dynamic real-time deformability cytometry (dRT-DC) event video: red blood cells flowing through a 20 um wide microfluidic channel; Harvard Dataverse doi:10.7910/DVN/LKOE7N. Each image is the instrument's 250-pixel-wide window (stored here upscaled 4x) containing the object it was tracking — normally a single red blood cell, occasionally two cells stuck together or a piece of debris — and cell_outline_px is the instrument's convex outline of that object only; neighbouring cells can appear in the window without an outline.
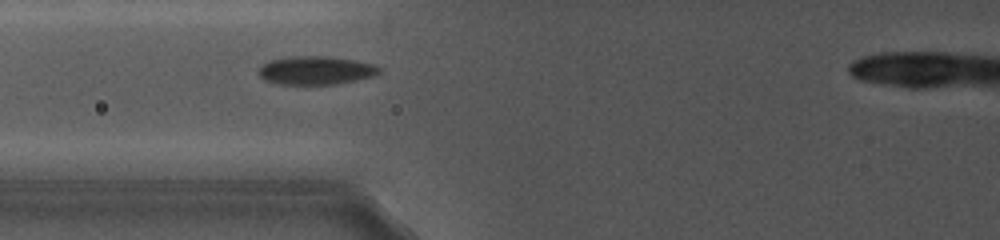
{"species": "common noctule bat (a hibernating species)", "species_latin": "Nyctalus noctula", "temperature_condition": "cold", "stored_images_in_passage": 12, "camera_frame_rate_fps": 5000, "um_per_image_px": 0.085, "animal": {"sex": "female", "body_mass_g": 19.0, "forearm_length_mm": 56.7}, "frame": {"image": 1, "passage_image": 6, "time_ms": 5.6, "image_size_px": [1000, 240], "cell_outline_px": [[384, 72], [372, 76], [356, 80], [336, 84], [276, 84], [264, 80], [260, 76], [260, 64], [268, 60], [288, 56], [328, 56], [352, 60], [372, 64], [384, 68]], "centroid_in_image_um": [26.84, 5.98], "position_along_channel_um": 99.0, "area_um2": 20.17}}
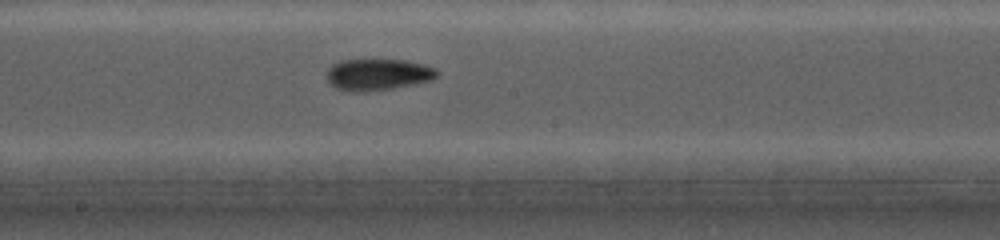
{"frame": {"image": 2, "passage_image": 10, "time_ms": 8.6, "image_size_px": [1000, 240], "cell_outline_px": [[440, 72], [432, 80], [392, 88], [364, 92], [352, 92], [336, 88], [328, 80], [328, 68], [332, 64], [340, 60], [404, 60], [424, 64], [436, 68]], "centroid_in_image_um": [32.13, 6.33], "position_along_channel_um": 216.1, "area_um2": 20.17}}